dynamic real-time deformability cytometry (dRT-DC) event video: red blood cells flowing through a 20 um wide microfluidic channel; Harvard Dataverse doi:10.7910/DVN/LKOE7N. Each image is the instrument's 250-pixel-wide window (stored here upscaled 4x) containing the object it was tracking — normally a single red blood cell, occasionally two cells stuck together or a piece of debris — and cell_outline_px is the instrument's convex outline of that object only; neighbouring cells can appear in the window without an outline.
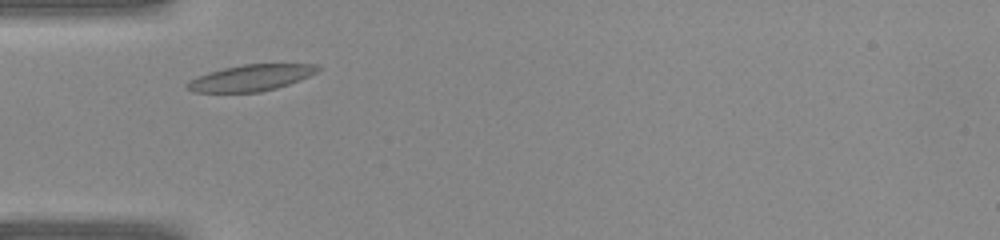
{"species": "common noctule bat (a hibernating species)", "species_latin": "Nyctalus noctula", "temperature_condition": "warm", "stored_images_in_passage": 26, "camera_frame_rate_fps": 3000, "um_per_image_px": 0.085, "animal": {"sex": "female", "body_mass_g": 22.0, "forearm_length_mm": 56.7}, "frame": {"image": 1, "passage_image": 3, "time_ms": 0.667, "image_size_px": [1000, 240], "cell_outline_px": [[320, 68], [316, 72], [300, 80], [276, 88], [260, 92], [192, 92], [184, 88], [184, 84], [188, 80], [196, 76], [208, 72], [224, 68], [244, 64], [316, 64]], "centroid_in_image_um": [21.24, 6.62], "position_along_channel_um": 63.8, "area_um2": 20.06}}
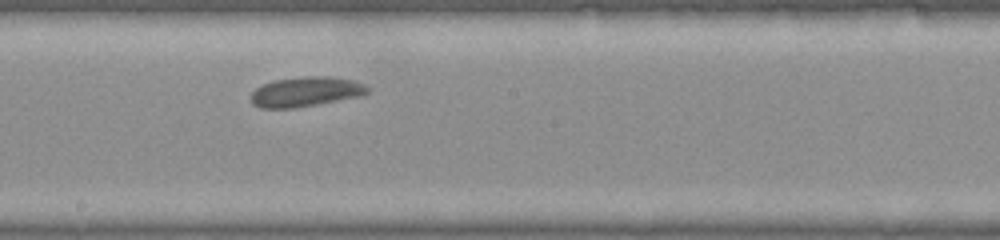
{"frame": {"image": 2, "passage_image": 13, "time_ms": 4.0, "image_size_px": [1000, 240], "cell_outline_px": [[372, 92], [364, 96], [296, 108], [260, 108], [252, 104], [252, 92], [256, 88], [264, 84], [276, 80], [300, 76], [336, 76], [352, 80], [368, 88]], "centroid_in_image_um": [26.03, 7.8], "position_along_channel_um": 222.2, "area_um2": 20.46}}
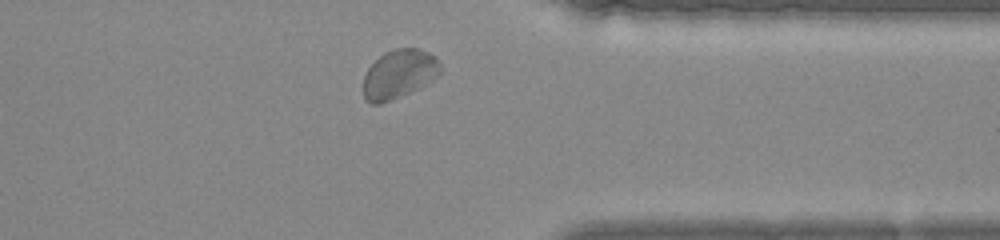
{"frame": {"image": 3, "passage_image": 23, "time_ms": 7.333, "image_size_px": [1000, 240], "cell_outline_px": [[440, 72], [432, 80], [400, 96], [380, 104], [372, 104], [364, 100], [364, 76], [368, 68], [384, 52], [392, 48], [420, 48], [436, 56], [440, 64]], "centroid_in_image_um": [33.9, 6.27], "position_along_channel_um": 377.5, "area_um2": 21.73}}